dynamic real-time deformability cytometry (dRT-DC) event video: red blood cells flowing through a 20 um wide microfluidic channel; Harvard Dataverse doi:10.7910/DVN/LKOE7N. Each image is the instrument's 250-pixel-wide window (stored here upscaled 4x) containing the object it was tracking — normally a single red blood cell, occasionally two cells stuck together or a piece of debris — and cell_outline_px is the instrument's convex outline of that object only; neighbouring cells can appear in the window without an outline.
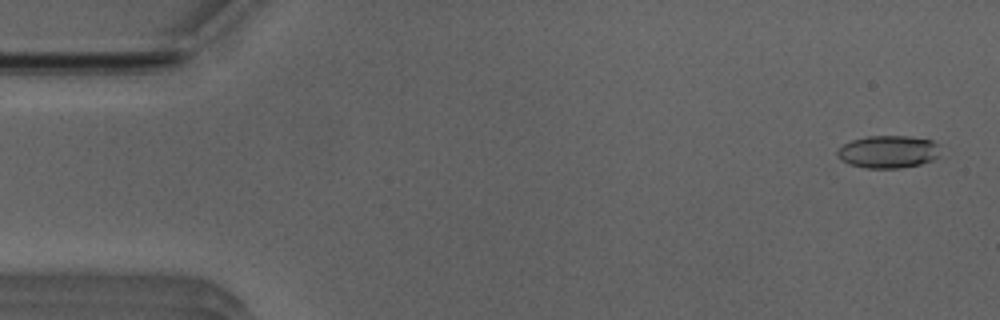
{"species": "Egyptian fruit bat (a non-hibernating species)", "species_latin": "Rousettus aegyptiacus", "temperature_condition": "room temperature", "stored_images_in_passage": 51, "camera_frame_rate_fps": 3000, "um_per_image_px": 0.085, "animal": {"sex": "male"}, "frame": {"image": 1, "passage_image": 2, "time_ms": 0.333, "image_size_px": [1000, 320], "cell_outline_px": [[940, 156], [932, 160], [920, 164], [900, 168], [864, 168], [848, 164], [836, 152], [844, 144], [852, 140], [868, 136], [908, 136], [932, 140], [940, 144]], "centroid_in_image_um": [75.56, 12.9], "position_along_channel_um": 9.4, "area_um2": 19.59}}
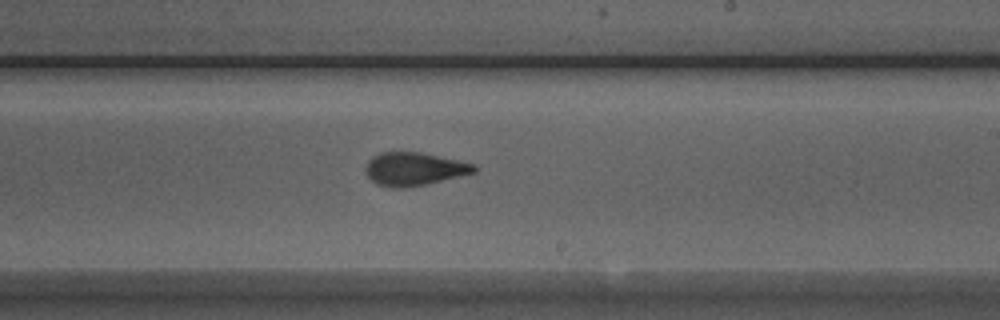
{"frame": {"image": 2, "passage_image": 30, "time_ms": 9.667, "image_size_px": [1000, 320], "cell_outline_px": [[476, 172], [428, 184], [404, 188], [392, 188], [376, 184], [364, 172], [364, 168], [368, 160], [372, 156], [380, 152], [420, 152], [476, 164]], "centroid_in_image_um": [35.17, 14.37], "position_along_channel_um": 253.8, "area_um2": 21.15}}
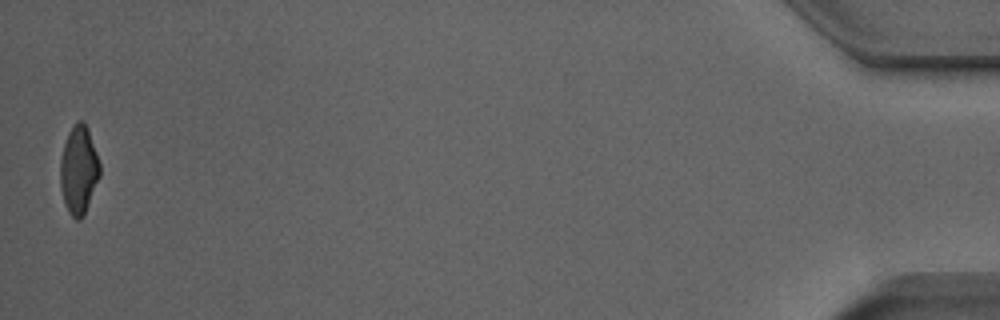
{"frame": {"image": 3, "passage_image": 51, "time_ms": 16.667, "image_size_px": [1000, 320], "cell_outline_px": [[100, 176], [84, 216], [80, 220], [76, 220], [68, 212], [64, 204], [60, 188], [60, 160], [64, 144], [68, 132], [76, 120], [84, 120], [88, 128], [100, 164]], "centroid_in_image_um": [6.69, 14.45], "position_along_channel_um": 428.5, "area_um2": 20.63}, "authors_computed_cell_mechanics": {"area_um2": 20.7502, "velocity_mm_per_s": 3.9532, "shape_relaxation_time_tau1_ms": 4.4939, "shape_relaxation_time_tau2_ms": 1.58, "deformation_change_tau1": 0.1479, "deformation_change_tau2": 0.0795}}